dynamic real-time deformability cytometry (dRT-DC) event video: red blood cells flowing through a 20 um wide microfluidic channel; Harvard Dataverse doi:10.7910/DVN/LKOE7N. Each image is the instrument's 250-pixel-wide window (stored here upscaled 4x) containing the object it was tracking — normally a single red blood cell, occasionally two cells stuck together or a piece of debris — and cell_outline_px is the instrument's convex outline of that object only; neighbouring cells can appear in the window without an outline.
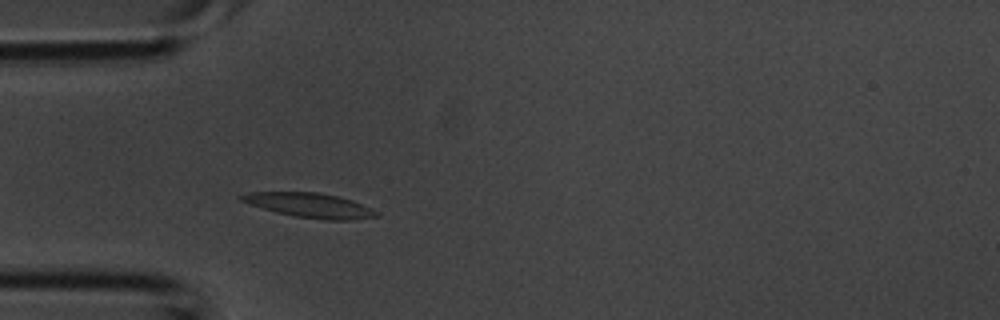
{"species": "common noctule bat (a hibernating species)", "species_latin": "Nyctalus noctula", "temperature_condition": "room temperature", "stored_images_in_passage": 20, "camera_frame_rate_fps": 3000, "um_per_image_px": 0.085, "animal": {"sex": "male", "body_mass_g": 20.1, "forearm_length_mm": 53.5}, "frame": {"image": 1, "passage_image": 3, "time_ms": 0.667, "image_size_px": [1000, 320], "cell_outline_px": [[380, 216], [348, 220], [324, 220], [296, 216], [276, 212], [248, 204], [240, 200], [236, 196], [248, 192], [316, 192], [336, 196], [352, 200], [380, 212]], "centroid_in_image_um": [26.31, 17.45], "position_along_channel_um": 58.7, "area_um2": 19.31}}
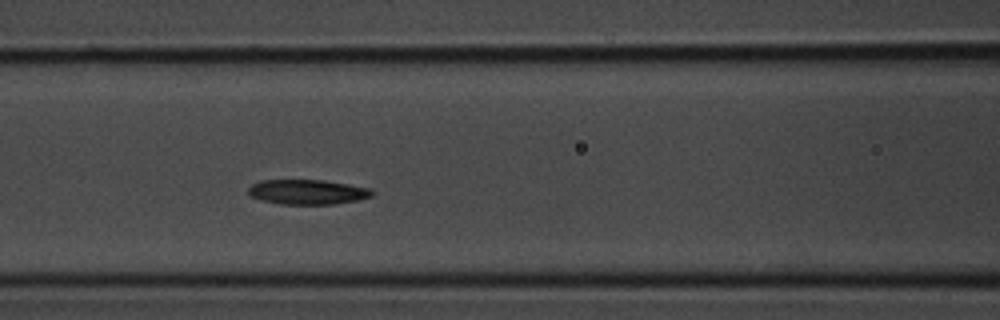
{"frame": {"image": 2, "passage_image": 8, "time_ms": 2.333, "image_size_px": [1000, 320], "cell_outline_px": [[376, 192], [372, 196], [356, 200], [336, 204], [280, 204], [264, 200], [252, 196], [248, 192], [248, 188], [252, 184], [260, 180], [324, 180], [372, 188]], "centroid_in_image_um": [26.18, 16.31], "position_along_channel_um": 140.4, "area_um2": 17.92}}
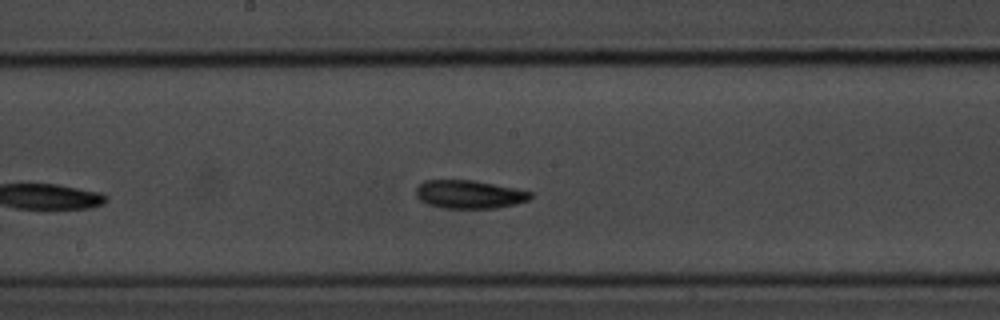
{"frame": {"image": 3, "passage_image": 12, "time_ms": 3.667, "image_size_px": [1000, 320], "cell_outline_px": [[532, 196], [528, 200], [516, 204], [496, 208], [444, 208], [428, 204], [420, 200], [416, 196], [416, 188], [424, 180], [472, 180], [516, 188], [532, 192]], "centroid_in_image_um": [39.89, 16.52], "position_along_channel_um": 208.3, "area_um2": 18.84}}